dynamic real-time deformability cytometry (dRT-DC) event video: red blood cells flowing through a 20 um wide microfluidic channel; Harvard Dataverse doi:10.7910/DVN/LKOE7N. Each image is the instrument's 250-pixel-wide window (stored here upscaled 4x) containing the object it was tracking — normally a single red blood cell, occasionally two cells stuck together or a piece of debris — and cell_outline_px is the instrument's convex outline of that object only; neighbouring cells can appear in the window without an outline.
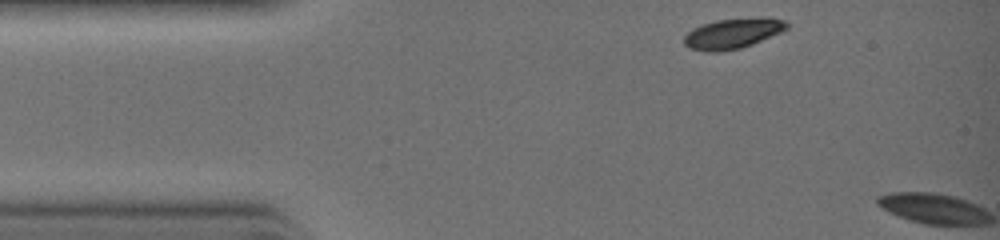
{"species": "common noctule bat (a hibernating species)", "species_latin": "Nyctalus noctula", "temperature_condition": "warm", "stored_images_in_passage": 2, "camera_frame_rate_fps": 3000, "um_per_image_px": 0.085, "animal": {"sex": "female", "body_mass_g": 19.0, "forearm_length_mm": 51.5}, "frame": {"image": 1, "passage_image": 1, "time_ms": 0.0, "image_size_px": [1000, 240], "cell_outline_px": [[788, 28], [780, 32], [752, 44], [740, 48], [720, 52], [704, 52], [688, 48], [684, 44], [684, 36], [692, 28], [716, 20], [768, 16], [784, 20], [788, 24]], "centroid_in_image_um": [62.27, 2.84], "position_along_channel_um": 22.7, "area_um2": 18.26}}